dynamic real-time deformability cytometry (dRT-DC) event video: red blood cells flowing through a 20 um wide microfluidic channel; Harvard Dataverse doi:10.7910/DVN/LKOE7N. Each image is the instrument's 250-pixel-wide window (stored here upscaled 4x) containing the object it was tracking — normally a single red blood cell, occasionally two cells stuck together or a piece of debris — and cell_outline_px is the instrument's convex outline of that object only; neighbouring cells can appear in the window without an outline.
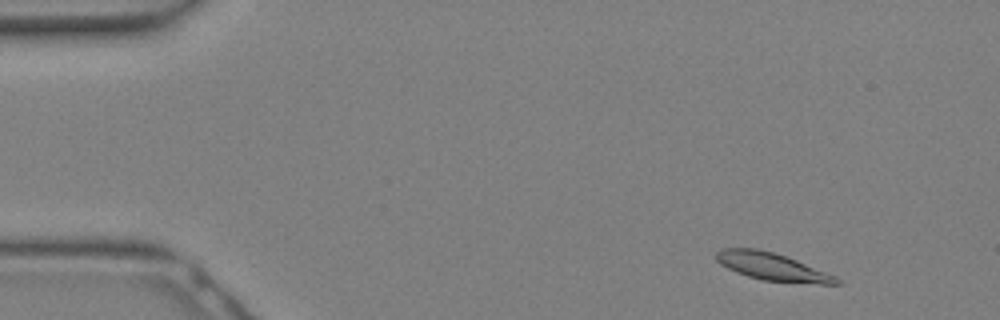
{"species": "Egyptian fruit bat (a non-hibernating species)", "species_latin": "Rousettus aegyptiacus", "temperature_condition": "warm", "stored_images_in_passage": 29, "camera_frame_rate_fps": 3000, "um_per_image_px": 0.085, "animal": {"sex": "female"}, "frame": {"image": 1, "passage_image": 2, "time_ms": 0.333, "image_size_px": [1000, 320], "cell_outline_px": [[840, 284], [820, 284], [764, 280], [748, 276], [736, 272], [720, 264], [716, 260], [716, 252], [720, 248], [756, 248], [772, 252], [796, 260], [836, 276], [840, 280]], "centroid_in_image_um": [65.61, 22.66], "position_along_channel_um": 19.4, "area_um2": 19.07}}
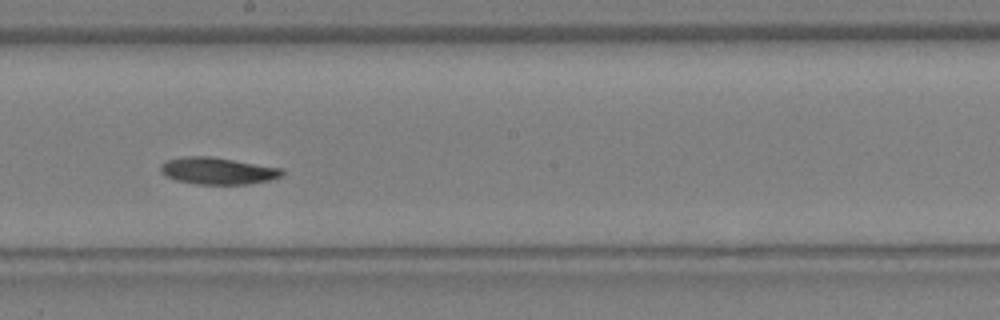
{"frame": {"image": 2, "passage_image": 16, "time_ms": 5.0, "image_size_px": [1000, 320], "cell_outline_px": [[284, 172], [280, 176], [268, 180], [248, 184], [196, 184], [176, 180], [168, 176], [160, 168], [160, 164], [168, 160], [184, 156], [208, 156], [280, 168]], "centroid_in_image_um": [18.48, 14.52], "position_along_channel_um": 229.7, "area_um2": 18.55}}
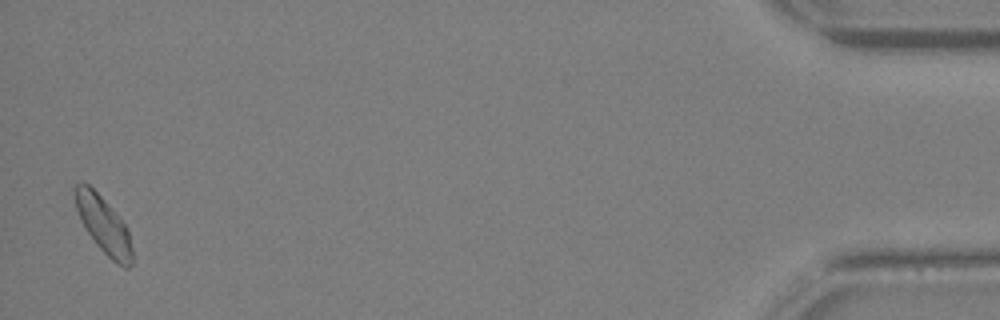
{"frame": {"image": 3, "passage_image": 29, "time_ms": 9.333, "image_size_px": [1000, 320], "cell_outline_px": [[132, 264], [128, 268], [124, 268], [112, 260], [96, 244], [88, 232], [76, 208], [72, 188], [76, 184], [88, 184], [100, 196], [128, 228], [132, 248]], "centroid_in_image_um": [8.81, 19.14], "position_along_channel_um": 426.4, "area_um2": 18.44}}